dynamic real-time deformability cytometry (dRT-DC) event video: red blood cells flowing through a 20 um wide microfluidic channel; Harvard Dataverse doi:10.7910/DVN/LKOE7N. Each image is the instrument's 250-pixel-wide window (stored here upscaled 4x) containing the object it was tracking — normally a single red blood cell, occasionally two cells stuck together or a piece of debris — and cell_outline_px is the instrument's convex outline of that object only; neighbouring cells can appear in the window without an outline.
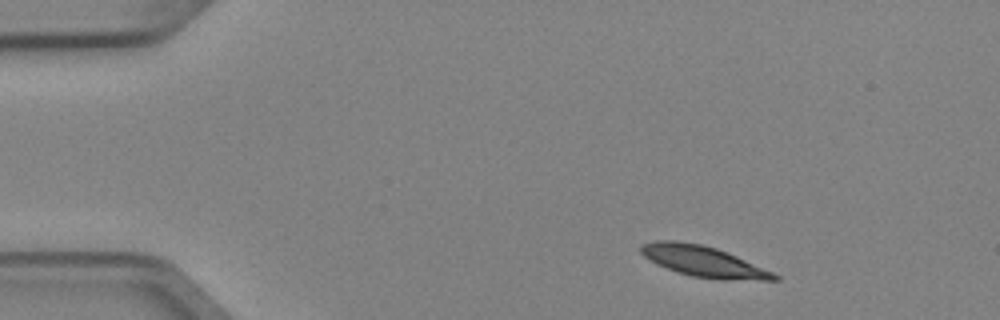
{"species": "Egyptian fruit bat (a non-hibernating species)", "species_latin": "Rousettus aegyptiacus", "temperature_condition": "cold", "stored_images_in_passage": 2, "camera_frame_rate_fps": 3000, "um_per_image_px": 0.085, "animal": {"sex": "female"}, "frame": {"image": 1, "passage_image": 1, "time_ms": 0.0, "image_size_px": [1000, 320], "cell_outline_px": [[780, 280], [720, 280], [692, 276], [676, 272], [656, 264], [644, 256], [640, 252], [640, 244], [656, 240], [676, 240], [700, 244], [716, 248], [728, 252], [772, 272], [780, 276]], "centroid_in_image_um": [59.77, 22.22], "position_along_channel_um": 25.2, "area_um2": 24.04}}